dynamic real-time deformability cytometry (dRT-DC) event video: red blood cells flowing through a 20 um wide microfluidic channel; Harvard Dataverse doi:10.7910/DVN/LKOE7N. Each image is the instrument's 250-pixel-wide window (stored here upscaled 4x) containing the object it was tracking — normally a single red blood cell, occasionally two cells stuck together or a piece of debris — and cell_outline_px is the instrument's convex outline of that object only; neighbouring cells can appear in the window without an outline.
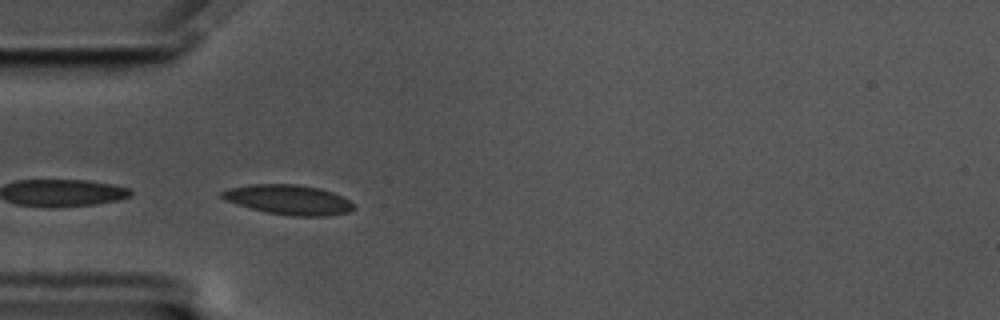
{"species": "common noctule bat (a hibernating species)", "species_latin": "Nyctalus noctula", "temperature_condition": "cold", "stored_images_in_passage": 3, "camera_frame_rate_fps": 3000, "um_per_image_px": 0.085, "animal": {"sex": "male", "body_mass_g": 17.5, "forearm_length_mm": 52.3}, "frame": {"image": 1, "passage_image": 1, "time_ms": 0.0, "image_size_px": [1000, 320], "cell_outline_px": [[356, 208], [348, 212], [328, 216], [292, 216], [264, 212], [224, 200], [220, 196], [220, 192], [228, 188], [252, 184], [296, 184], [320, 188], [332, 192], [348, 200]], "centroid_in_image_um": [24.5, 16.98], "position_along_channel_um": 60.5, "area_um2": 22.89}}